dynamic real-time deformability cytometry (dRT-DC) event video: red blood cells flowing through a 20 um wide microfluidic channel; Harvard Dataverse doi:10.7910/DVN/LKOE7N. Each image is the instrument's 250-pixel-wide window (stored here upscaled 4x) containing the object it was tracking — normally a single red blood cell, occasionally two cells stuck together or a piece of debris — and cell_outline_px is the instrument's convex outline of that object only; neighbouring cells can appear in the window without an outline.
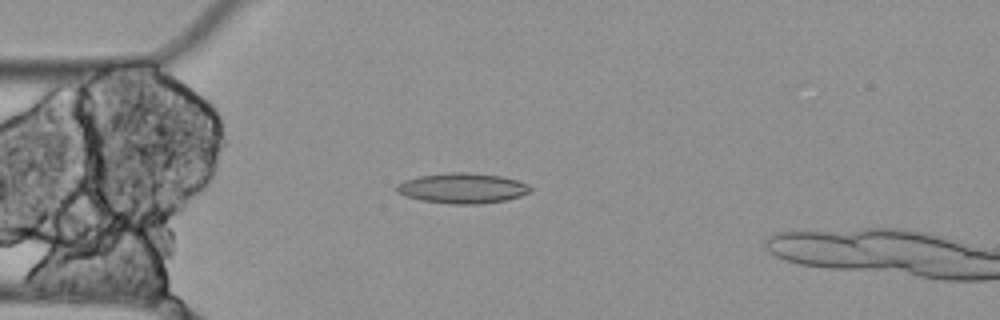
{"species": "Egyptian fruit bat (a non-hibernating species)", "species_latin": "Rousettus aegyptiacus", "temperature_condition": "cold", "stored_images_in_passage": 5, "camera_frame_rate_fps": 3000, "um_per_image_px": 0.085, "animal": {"sex": "female"}, "frame": {"image": 1, "passage_image": 4, "time_ms": 1.0, "image_size_px": [1000, 320], "cell_outline_px": [[532, 192], [508, 200], [480, 204], [452, 204], [420, 200], [404, 196], [396, 192], [396, 184], [404, 180], [420, 176], [448, 172], [468, 172], [500, 176], [516, 180], [528, 184], [532, 188]], "centroid_in_image_um": [39.31, 16.0], "position_along_channel_um": 45.7, "area_um2": 23.81}}